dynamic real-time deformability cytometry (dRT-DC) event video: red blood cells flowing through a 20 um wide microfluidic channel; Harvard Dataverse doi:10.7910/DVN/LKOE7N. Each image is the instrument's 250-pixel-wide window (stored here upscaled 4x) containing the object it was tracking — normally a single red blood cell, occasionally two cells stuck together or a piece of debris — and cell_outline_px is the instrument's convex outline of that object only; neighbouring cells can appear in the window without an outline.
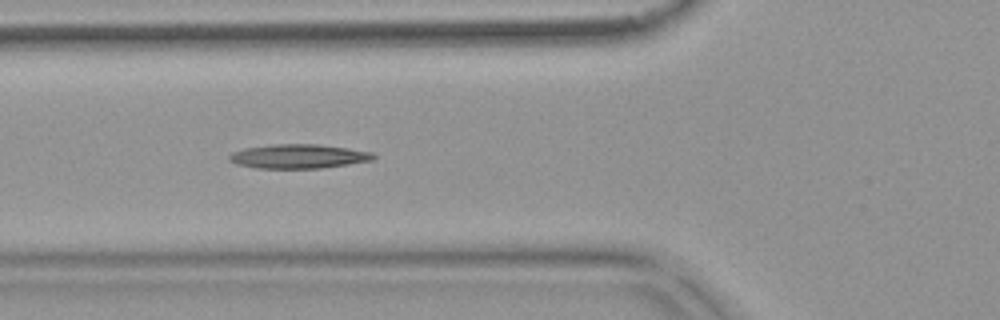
{"species": "common noctule bat (a hibernating species)", "species_latin": "Nyctalus noctula", "temperature_condition": "warm", "stored_images_in_passage": 38, "camera_frame_rate_fps": 3000, "um_per_image_px": 0.085, "animal": {"sex": "female", "body_mass_g": 18.4}, "frame": {"image": 1, "passage_image": 17, "time_ms": 5.333, "image_size_px": [1000, 320], "cell_outline_px": [[368, 156], [356, 160], [336, 164], [288, 168], [284, 168], [256, 164], [268, 148], [336, 148]], "centroid_in_image_um": [26.04, 13.36], "position_along_channel_um": 99.8, "area_um2": 11.73}}
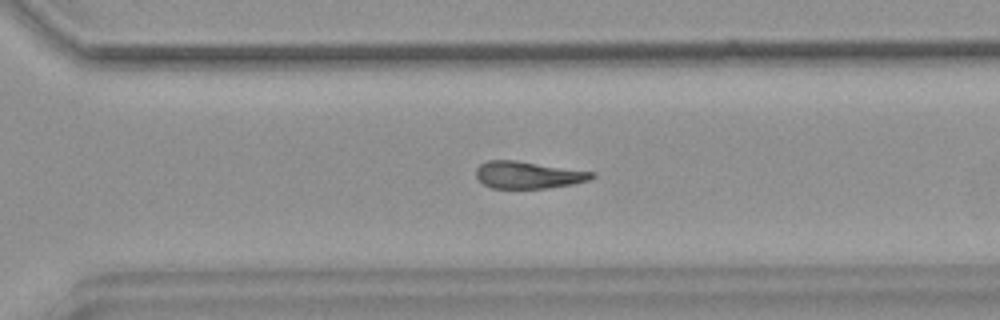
{"frame": {"image": 2, "passage_image": 35, "time_ms": 11.333, "image_size_px": [1000, 320], "cell_outline_px": [[592, 176], [580, 180], [560, 184], [528, 188], [504, 188], [488, 184], [480, 176], [488, 164], [528, 164], [588, 172]], "centroid_in_image_um": [44.97, 14.94], "position_along_channel_um": 325.6, "area_um2": 14.16}}
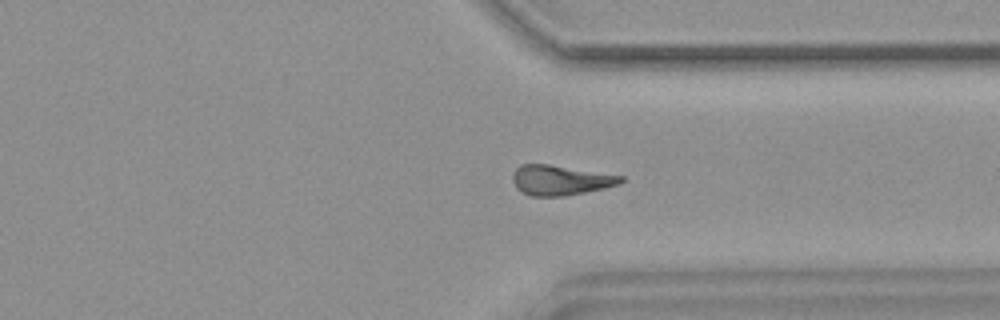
{"frame": {"image": 3, "passage_image": 38, "time_ms": 12.333, "image_size_px": [1000, 320], "cell_outline_px": [[620, 180], [612, 184], [596, 188], [572, 192], [528, 192], [524, 188], [536, 164]], "centroid_in_image_um": [47.88, 15.35], "position_along_channel_um": 363.5, "area_um2": 11.85}}